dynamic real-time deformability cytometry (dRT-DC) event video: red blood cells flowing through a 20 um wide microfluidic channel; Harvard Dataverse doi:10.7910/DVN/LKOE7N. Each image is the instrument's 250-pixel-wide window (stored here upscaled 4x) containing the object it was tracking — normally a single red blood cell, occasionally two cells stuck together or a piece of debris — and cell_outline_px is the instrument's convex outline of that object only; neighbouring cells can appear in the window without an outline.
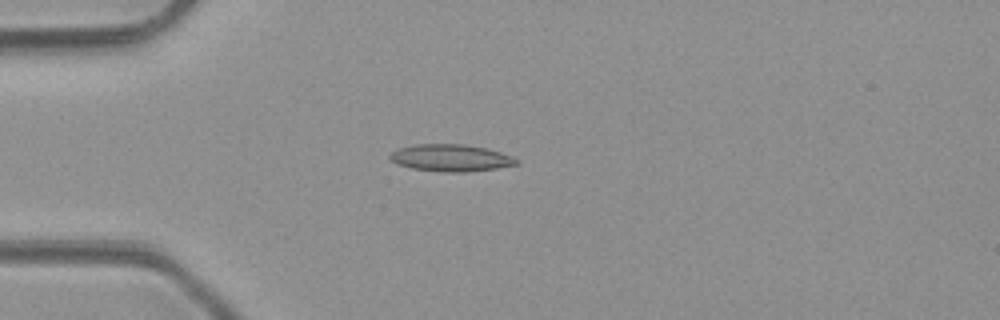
{"species": "common noctule bat (a hibernating species)", "species_latin": "Nyctalus noctula", "temperature_condition": "room temperature", "stored_images_in_passage": 3, "camera_frame_rate_fps": 3000, "um_per_image_px": 0.085, "animal": {"sex": "male", "body_mass_g": 23.1, "forearm_length_mm": 52.7}, "frame": {"image": 1, "passage_image": 3, "time_ms": 3.0, "image_size_px": [1000, 320], "cell_outline_px": [[520, 164], [496, 168], [464, 172], [444, 172], [412, 168], [396, 164], [388, 156], [396, 148], [416, 144], [464, 144], [488, 148], [512, 156]], "centroid_in_image_um": [38.3, 13.41], "position_along_channel_um": 46.7, "area_um2": 19.94}}